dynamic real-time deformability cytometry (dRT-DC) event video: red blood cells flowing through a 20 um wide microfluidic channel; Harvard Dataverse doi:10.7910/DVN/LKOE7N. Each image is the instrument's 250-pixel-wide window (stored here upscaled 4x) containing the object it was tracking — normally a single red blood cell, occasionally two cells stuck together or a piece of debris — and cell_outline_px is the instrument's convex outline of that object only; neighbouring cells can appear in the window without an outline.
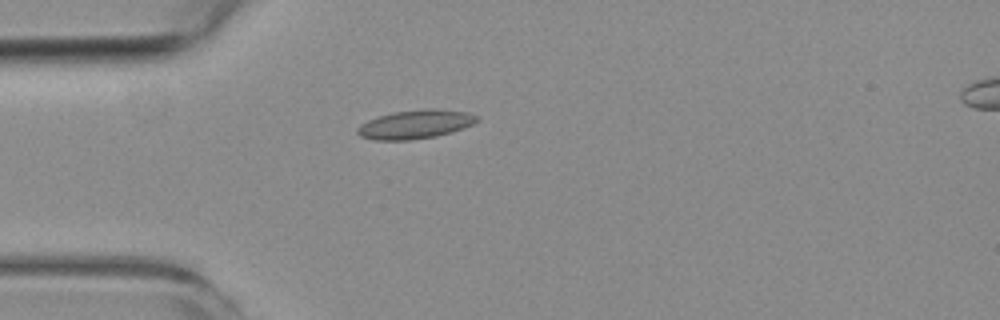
{"species": "common noctule bat (a hibernating species)", "species_latin": "Nyctalus noctula", "temperature_condition": "room temperature", "stored_images_in_passage": 5, "camera_frame_rate_fps": 3000, "um_per_image_px": 0.085, "animal": {"sex": "female", "body_mass_g": 19.3, "forearm_length_mm": 54.1}, "frame": {"image": 1, "passage_image": 4, "time_ms": 4.333, "image_size_px": [1000, 320], "cell_outline_px": [[480, 120], [464, 128], [452, 132], [436, 136], [412, 140], [372, 140], [360, 136], [356, 132], [356, 128], [360, 124], [368, 120], [392, 112], [424, 108], [436, 108], [468, 112], [480, 116]], "centroid_in_image_um": [35.33, 10.56], "position_along_channel_um": 49.7, "area_um2": 20.4}}